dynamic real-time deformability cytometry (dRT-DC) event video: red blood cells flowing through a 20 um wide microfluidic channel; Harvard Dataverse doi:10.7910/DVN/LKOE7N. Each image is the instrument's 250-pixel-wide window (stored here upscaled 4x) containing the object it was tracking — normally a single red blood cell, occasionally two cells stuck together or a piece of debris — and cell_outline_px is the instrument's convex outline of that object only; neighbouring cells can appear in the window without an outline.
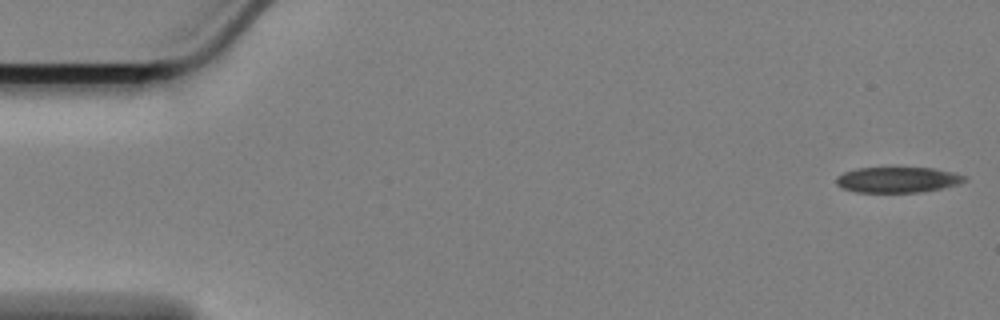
{"species": "Egyptian fruit bat (a non-hibernating species)", "species_latin": "Rousettus aegyptiacus", "temperature_condition": "cold", "stored_images_in_passage": 13, "camera_frame_rate_fps": 3000, "um_per_image_px": 0.085, "animal": {"sex": "female"}, "frame": {"image": 1, "passage_image": 1, "time_ms": 0.0, "image_size_px": [1000, 320], "cell_outline_px": [[968, 180], [960, 184], [924, 192], [856, 192], [840, 188], [836, 184], [836, 176], [844, 172], [856, 168], [936, 168], [956, 172], [968, 176]], "centroid_in_image_um": [76.35, 15.28], "position_along_channel_um": 8.7, "area_um2": 19.54}}